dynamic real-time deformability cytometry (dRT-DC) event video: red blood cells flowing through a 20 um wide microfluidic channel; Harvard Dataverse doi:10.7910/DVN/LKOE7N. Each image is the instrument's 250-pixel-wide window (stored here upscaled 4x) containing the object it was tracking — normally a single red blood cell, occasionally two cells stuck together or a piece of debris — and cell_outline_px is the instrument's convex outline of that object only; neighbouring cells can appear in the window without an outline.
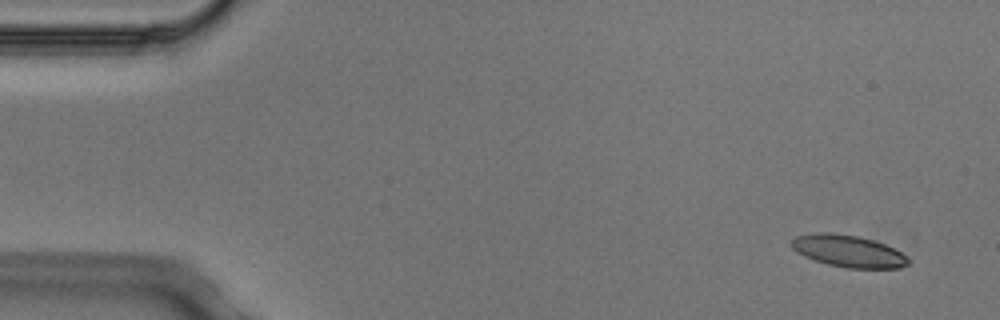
{"species": "Egyptian fruit bat (a non-hibernating species)", "species_latin": "Rousettus aegyptiacus", "temperature_condition": "cold", "stored_images_in_passage": 5, "segment_of_instrument_passage": [2, 2], "camera_frame_rate_fps": 3000, "um_per_image_px": 0.085, "animal": {"sex": "male"}, "frame": {"image": 1, "passage_image": 5, "time_ms": 1.333, "image_size_px": [1000, 320], "cell_outline_px": [[908, 264], [900, 268], [848, 268], [828, 264], [804, 256], [796, 252], [788, 244], [796, 236], [816, 232], [828, 232], [856, 236], [872, 240], [884, 244], [900, 252], [908, 260]], "centroid_in_image_um": [72.04, 21.34], "position_along_channel_um": 13.0, "area_um2": 21.5}}